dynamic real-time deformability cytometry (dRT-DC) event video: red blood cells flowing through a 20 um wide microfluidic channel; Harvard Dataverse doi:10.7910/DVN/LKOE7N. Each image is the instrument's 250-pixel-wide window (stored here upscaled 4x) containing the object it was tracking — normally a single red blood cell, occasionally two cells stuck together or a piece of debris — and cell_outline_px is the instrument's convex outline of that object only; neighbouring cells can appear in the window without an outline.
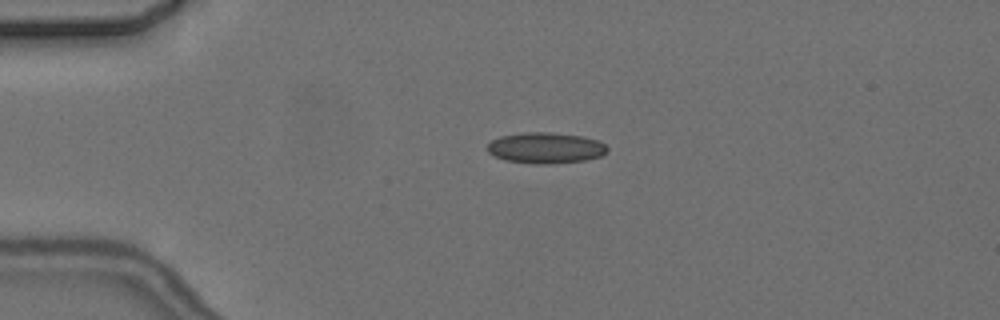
{"species": "common noctule bat (a hibernating species)", "species_latin": "Nyctalus noctula", "temperature_condition": "cold", "stored_images_in_passage": 4, "camera_frame_rate_fps": 3000, "um_per_image_px": 0.085, "animal": {"sex": "female", "body_mass_g": 24.6, "forearm_length_mm": 56.2}, "frame": {"image": 1, "passage_image": 3, "time_ms": 3.0, "image_size_px": [1000, 320], "cell_outline_px": [[608, 152], [600, 156], [588, 160], [552, 164], [532, 164], [504, 160], [488, 152], [488, 144], [492, 140], [500, 136], [524, 132], [552, 132], [580, 136], [600, 140], [608, 148]], "centroid_in_image_um": [46.41, 12.58], "position_along_channel_um": 38.6, "area_um2": 21.85}}